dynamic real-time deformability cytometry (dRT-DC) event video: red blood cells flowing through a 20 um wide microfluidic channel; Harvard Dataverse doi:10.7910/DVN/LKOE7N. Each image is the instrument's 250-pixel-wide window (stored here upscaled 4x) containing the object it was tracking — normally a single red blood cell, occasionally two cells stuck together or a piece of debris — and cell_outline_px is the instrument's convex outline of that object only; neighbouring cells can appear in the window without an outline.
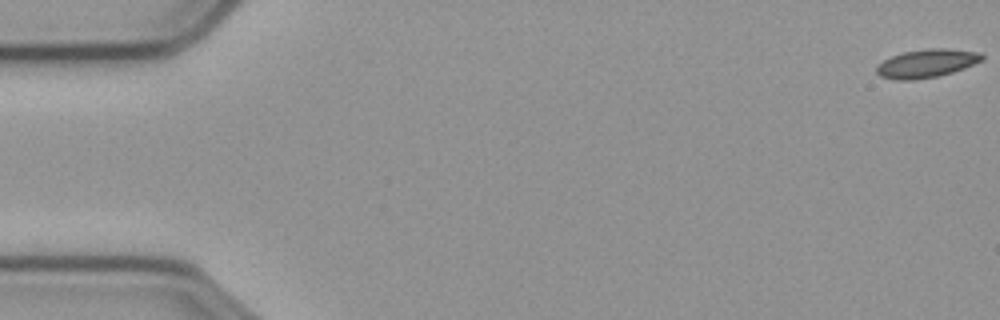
{"species": "common noctule bat (a hibernating species)", "species_latin": "Nyctalus noctula", "temperature_condition": "cold", "stored_images_in_passage": 12, "camera_frame_rate_fps": 3000, "um_per_image_px": 0.085, "animal": {"sex": "male", "body_mass_g": 23.1, "forearm_length_mm": 52.7}, "frame": {"image": 1, "passage_image": 1, "time_ms": 0.0, "image_size_px": [1000, 320], "cell_outline_px": [[984, 60], [964, 68], [952, 72], [936, 76], [912, 80], [896, 80], [880, 76], [876, 72], [876, 68], [884, 60], [892, 56], [904, 52], [928, 48], [944, 48], [980, 52], [984, 56]], "centroid_in_image_um": [78.79, 5.38], "position_along_channel_um": 6.2, "area_um2": 17.28}}